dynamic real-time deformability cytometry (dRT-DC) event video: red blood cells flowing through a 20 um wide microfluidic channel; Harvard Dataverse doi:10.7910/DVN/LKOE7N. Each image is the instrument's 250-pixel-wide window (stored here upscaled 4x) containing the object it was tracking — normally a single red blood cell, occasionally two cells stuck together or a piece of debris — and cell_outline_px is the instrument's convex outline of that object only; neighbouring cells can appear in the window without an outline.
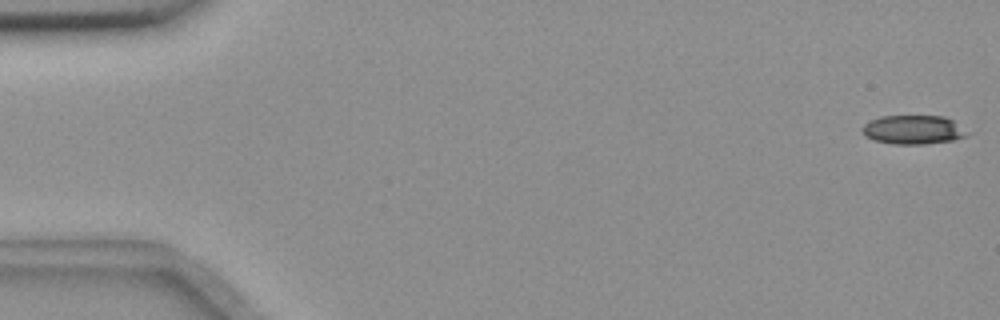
{"species": "common noctule bat (a hibernating species)", "species_latin": "Nyctalus noctula", "temperature_condition": "room temperature", "stored_images_in_passage": 56, "camera_frame_rate_fps": 3000, "um_per_image_px": 0.085, "animal": {"sex": "female", "body_mass_g": 18.4}, "frame": {"image": 1, "passage_image": 1, "time_ms": 0.0, "image_size_px": [1000, 320], "cell_outline_px": [[972, 132], [968, 136], [952, 140], [924, 144], [892, 144], [872, 140], [864, 136], [860, 128], [864, 124], [880, 116], [944, 116], [952, 120]], "centroid_in_image_um": [77.64, 11.03], "position_along_channel_um": 7.4, "area_um2": 17.98}}
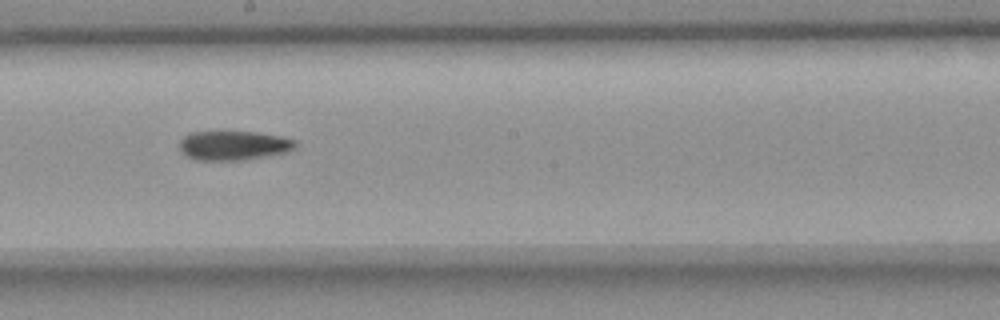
{"frame": {"image": 2, "passage_image": 31, "time_ms": 10.0, "image_size_px": [1000, 320], "cell_outline_px": [[296, 148], [288, 152], [240, 160], [196, 160], [188, 156], [180, 148], [180, 140], [184, 136], [192, 132], [216, 128], [256, 132], [280, 136], [296, 140]], "centroid_in_image_um": [19.84, 12.3], "position_along_channel_um": 228.4, "area_um2": 20.52}}
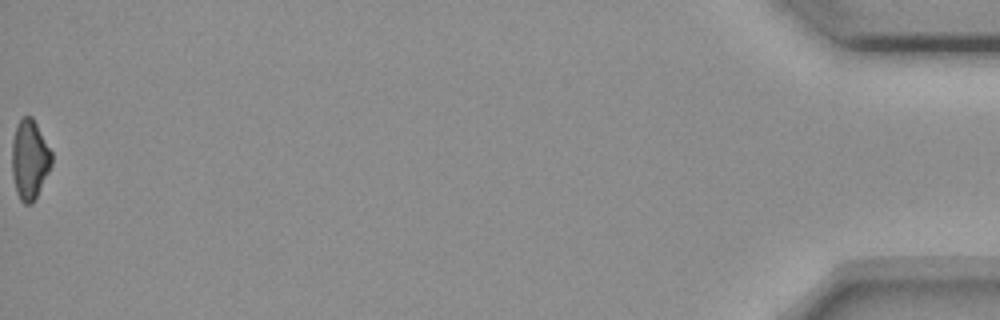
{"frame": {"image": 3, "passage_image": 56, "time_ms": 18.333, "image_size_px": [1000, 320], "cell_outline_px": [[52, 164], [32, 204], [24, 204], [20, 200], [16, 192], [12, 176], [12, 140], [16, 124], [24, 116], [32, 116], [52, 152]], "centroid_in_image_um": [2.5, 13.55], "position_along_channel_um": 432.7, "area_um2": 18.38}, "authors_computed_cell_mechanics": {"area_um2": 19.5653, "velocity_mm_per_s": 3.6678, "shape_relaxation_time_tau1_ms": 8.6577, "shape_relaxation_time_tau2_ms": null, "deformation_change_tau1": 0.1794, "deformation_change_tau2": null}}